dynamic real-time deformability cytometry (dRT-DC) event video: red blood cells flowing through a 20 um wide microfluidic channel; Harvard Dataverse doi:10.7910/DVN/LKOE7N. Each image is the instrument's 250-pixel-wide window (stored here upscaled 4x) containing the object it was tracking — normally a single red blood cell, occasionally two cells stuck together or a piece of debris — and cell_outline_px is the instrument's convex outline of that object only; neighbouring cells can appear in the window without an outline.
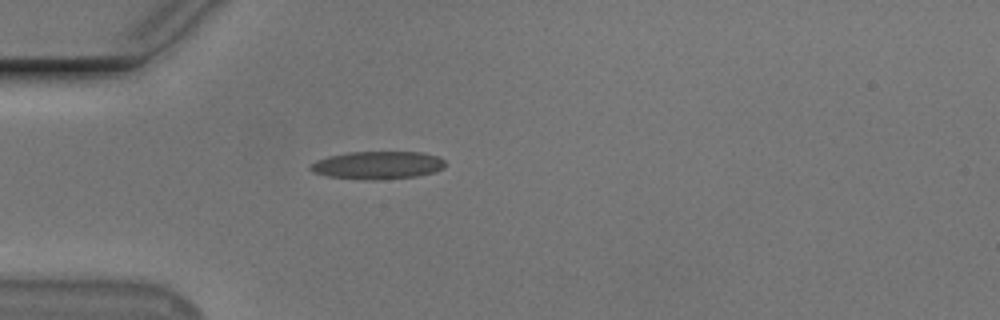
{"species": "Egyptian fruit bat (a non-hibernating species)", "species_latin": "Rousettus aegyptiacus", "temperature_condition": "cold", "stored_images_in_passage": 1, "camera_frame_rate_fps": 3000, "um_per_image_px": 0.085, "animal": {"sex": "male"}, "frame": {"image": 1, "passage_image": 1, "time_ms": 0.0, "image_size_px": [1000, 320], "cell_outline_px": [[444, 168], [436, 172], [416, 176], [328, 176], [312, 172], [308, 168], [308, 164], [316, 160], [328, 156], [348, 152], [424, 152], [440, 156], [444, 160]], "centroid_in_image_um": [32.12, 13.96], "position_along_channel_um": 52.9, "area_um2": 20.75}}